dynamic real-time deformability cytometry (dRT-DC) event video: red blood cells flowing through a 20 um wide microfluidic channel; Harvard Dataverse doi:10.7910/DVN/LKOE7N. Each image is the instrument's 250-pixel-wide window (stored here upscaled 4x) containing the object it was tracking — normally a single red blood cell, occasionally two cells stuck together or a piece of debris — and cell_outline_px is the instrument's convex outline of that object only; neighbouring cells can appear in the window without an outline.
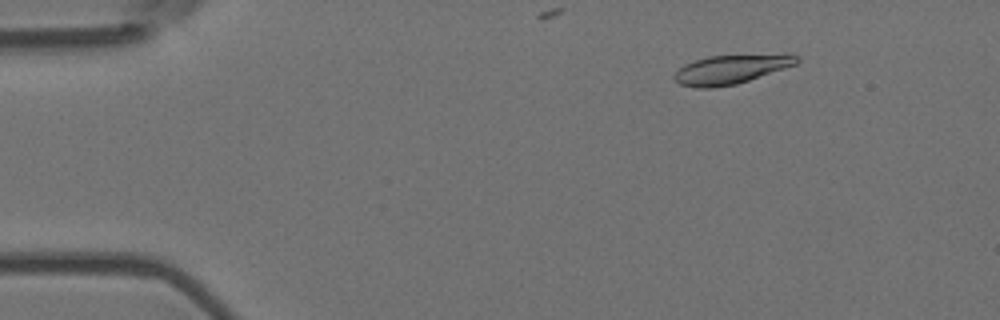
{"species": "Egyptian fruit bat (a non-hibernating species)", "species_latin": "Rousettus aegyptiacus", "temperature_condition": "room temperature", "stored_images_in_passage": 6, "camera_frame_rate_fps": 3000, "um_per_image_px": 0.085, "animal": {"sex": "female"}, "frame": {"image": 1, "passage_image": 3, "time_ms": 0.667, "image_size_px": [1000, 320], "cell_outline_px": [[800, 60], [796, 64], [736, 84], [712, 88], [696, 88], [680, 84], [672, 76], [684, 64], [708, 56], [792, 52], [800, 56]], "centroid_in_image_um": [62.21, 5.85], "position_along_channel_um": 22.8, "area_um2": 21.15}}
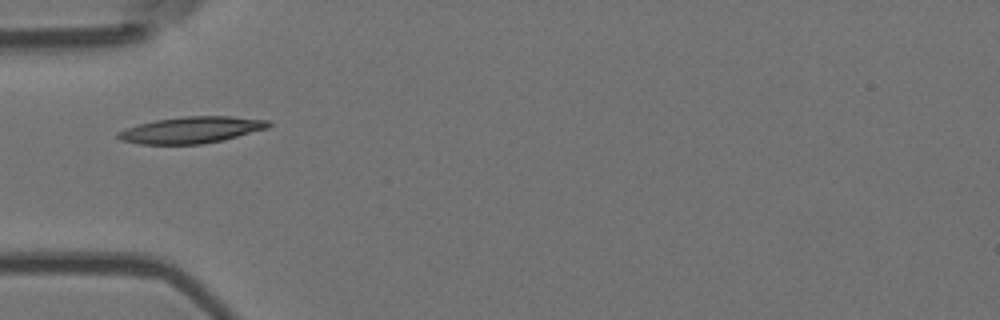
{"frame": {"image": 2, "passage_image": 6, "time_ms": 1.667, "image_size_px": [1000, 320], "cell_outline_px": [[272, 124], [268, 128], [220, 140], [200, 144], [140, 144], [120, 140], [116, 136], [116, 132], [140, 124], [156, 120], [184, 116], [228, 116], [268, 120]], "centroid_in_image_um": [16.24, 11.04], "position_along_channel_um": 68.8, "area_um2": 22.89}}